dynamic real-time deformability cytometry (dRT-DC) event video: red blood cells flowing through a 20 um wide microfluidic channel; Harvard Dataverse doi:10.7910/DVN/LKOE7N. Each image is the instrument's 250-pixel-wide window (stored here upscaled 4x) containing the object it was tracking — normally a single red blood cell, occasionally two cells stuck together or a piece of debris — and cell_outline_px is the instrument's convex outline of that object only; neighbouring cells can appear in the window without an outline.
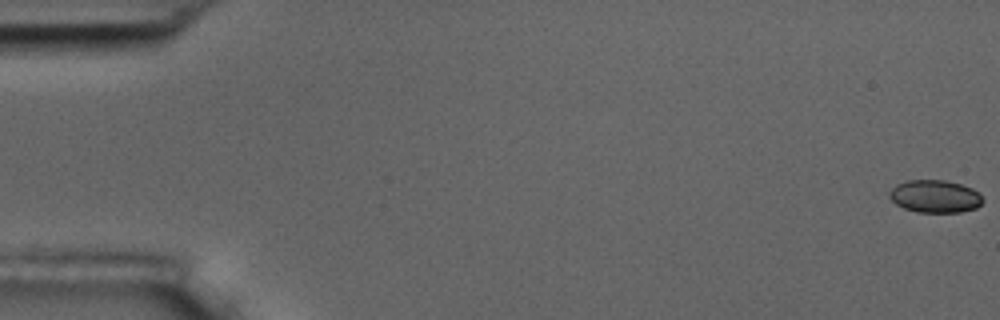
{"species": "common noctule bat (a hibernating species)", "species_latin": "Nyctalus noctula", "temperature_condition": "room temperature", "stored_images_in_passage": 5, "camera_frame_rate_fps": 3000, "um_per_image_px": 0.085, "animal": {"sex": "male", "body_mass_g": 17.5, "forearm_length_mm": 52.3}, "frame": {"image": 1, "passage_image": 1, "time_ms": 0.0, "image_size_px": [1000, 320], "cell_outline_px": [[984, 200], [976, 208], [960, 212], [916, 212], [904, 208], [896, 204], [888, 196], [888, 192], [896, 184], [908, 180], [944, 180], [960, 184], [972, 188], [980, 192]], "centroid_in_image_um": [79.47, 16.69], "position_along_channel_um": 5.5, "area_um2": 17.86}}